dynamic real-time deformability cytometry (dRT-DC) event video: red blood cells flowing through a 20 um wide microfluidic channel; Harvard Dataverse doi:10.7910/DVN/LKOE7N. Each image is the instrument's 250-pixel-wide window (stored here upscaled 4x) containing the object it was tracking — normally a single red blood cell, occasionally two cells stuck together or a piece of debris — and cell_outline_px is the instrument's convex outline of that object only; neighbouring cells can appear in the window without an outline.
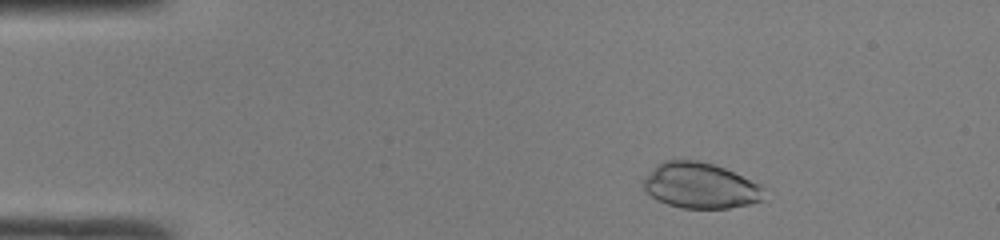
{"species": "common noctule bat (a hibernating species)", "species_latin": "Nyctalus noctula", "temperature_condition": "room temperature", "stored_images_in_passage": 39, "camera_frame_rate_fps": 3000, "um_per_image_px": 0.085, "animal": {"sex": "male", "body_mass_g": 19.0, "forearm_length_mm": 50.8}, "frame": {"image": 1, "passage_image": 4, "time_ms": 1.0, "image_size_px": [1000, 240], "cell_outline_px": [[760, 200], [748, 204], [728, 208], [684, 208], [668, 204], [652, 196], [644, 188], [644, 180], [664, 160], [696, 160], [712, 164], [724, 168], [756, 184], [760, 188]], "centroid_in_image_um": [59.48, 15.78], "position_along_channel_um": 25.5, "area_um2": 30.69}}
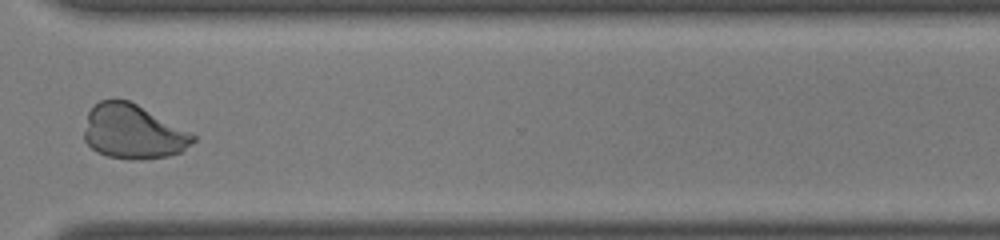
{"frame": {"image": 2, "passage_image": 33, "time_ms": 10.667, "image_size_px": [1000, 240], "cell_outline_px": [[196, 140], [180, 152], [168, 156], [140, 160], [132, 160], [108, 156], [96, 152], [84, 140], [84, 132], [88, 112], [100, 100], [128, 100], [136, 104], [196, 136]], "centroid_in_image_um": [11.28, 11.22], "position_along_channel_um": 359.3, "area_um2": 33.99}}